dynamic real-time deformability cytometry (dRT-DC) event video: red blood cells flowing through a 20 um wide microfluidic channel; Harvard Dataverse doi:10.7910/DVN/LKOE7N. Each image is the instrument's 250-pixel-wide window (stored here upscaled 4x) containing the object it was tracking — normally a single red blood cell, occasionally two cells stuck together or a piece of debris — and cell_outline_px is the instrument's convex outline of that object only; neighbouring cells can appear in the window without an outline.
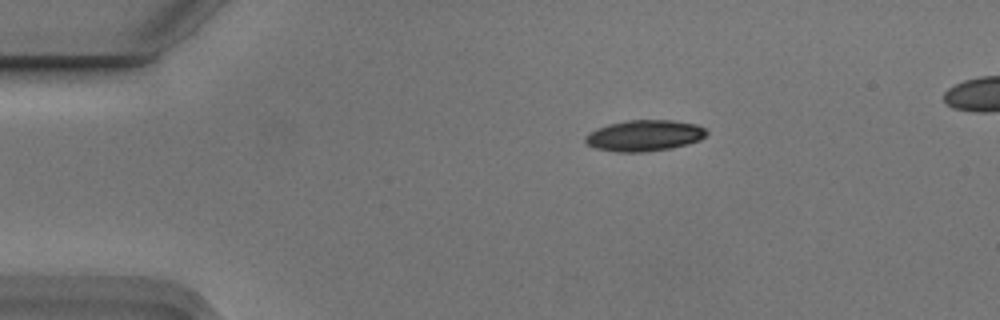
{"species": "Egyptian fruit bat (a non-hibernating species)", "species_latin": "Rousettus aegyptiacus", "temperature_condition": "cold", "stored_images_in_passage": 3, "segment_of_instrument_passage": [1, 2], "camera_frame_rate_fps": 3000, "um_per_image_px": 0.085, "animal": {"sex": "male"}, "frame": {"image": 1, "passage_image": 1, "time_ms": 0.0, "image_size_px": [1000, 320], "cell_outline_px": [[708, 132], [700, 140], [688, 144], [672, 148], [644, 152], [616, 152], [596, 148], [588, 144], [584, 140], [584, 136], [588, 132], [596, 128], [608, 124], [628, 120], [672, 120], [696, 124], [704, 128]], "centroid_in_image_um": [54.75, 11.52], "position_along_channel_um": 30.2, "area_um2": 22.08}}